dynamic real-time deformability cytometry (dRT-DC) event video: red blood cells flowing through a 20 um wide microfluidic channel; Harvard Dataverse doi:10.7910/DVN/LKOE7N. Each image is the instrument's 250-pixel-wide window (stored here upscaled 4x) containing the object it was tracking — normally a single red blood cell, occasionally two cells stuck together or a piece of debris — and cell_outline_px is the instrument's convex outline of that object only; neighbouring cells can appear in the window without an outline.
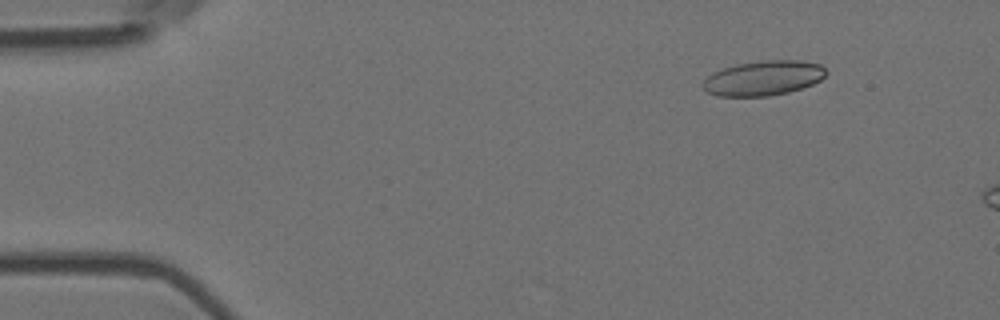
{"species": "Egyptian fruit bat (a non-hibernating species)", "species_latin": "Rousettus aegyptiacus", "temperature_condition": "room temperature", "stored_images_in_passage": 4, "camera_frame_rate_fps": 3000, "um_per_image_px": 0.085, "animal": {"sex": "female"}, "frame": {"image": 1, "passage_image": 2, "time_ms": 0.333, "image_size_px": [1000, 320], "cell_outline_px": [[828, 72], [820, 80], [812, 84], [788, 92], [768, 96], [716, 96], [708, 92], [700, 84], [712, 72], [736, 64], [760, 60], [800, 60], [820, 64]], "centroid_in_image_um": [64.87, 6.63], "position_along_channel_um": 20.1, "area_um2": 25.03}}